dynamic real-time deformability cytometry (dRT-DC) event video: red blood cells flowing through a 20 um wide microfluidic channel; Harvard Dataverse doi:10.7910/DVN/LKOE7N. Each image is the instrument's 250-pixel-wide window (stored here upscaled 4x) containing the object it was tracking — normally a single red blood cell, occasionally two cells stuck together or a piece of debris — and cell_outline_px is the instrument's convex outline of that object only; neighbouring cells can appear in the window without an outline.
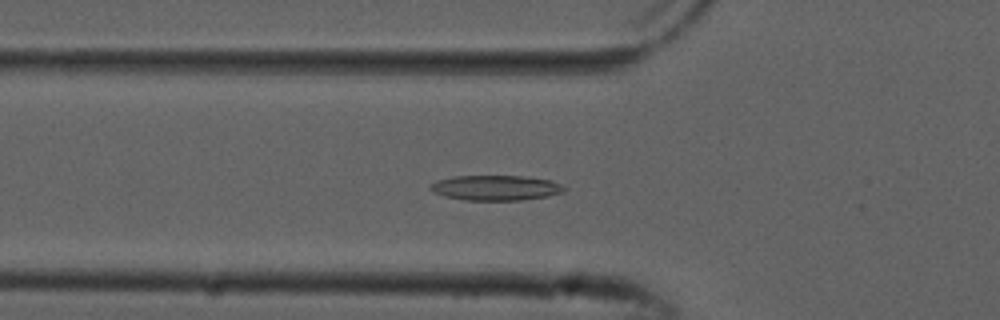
{"species": "common noctule bat (a hibernating species)", "species_latin": "Nyctalus noctula", "temperature_condition": "cold", "stored_images_in_passage": 53, "camera_frame_rate_fps": 3000, "um_per_image_px": 0.085, "animal": {"sex": "male", "forearm_length_mm": 52.5}, "frame": {"image": 1, "passage_image": 18, "time_ms": 5.667, "image_size_px": [1000, 320], "cell_outline_px": [[568, 188], [564, 192], [548, 196], [524, 200], [464, 200], [444, 196], [432, 192], [428, 188], [436, 180], [452, 176], [524, 176], [548, 180], [560, 184]], "centroid_in_image_um": [42.12, 15.97], "position_along_channel_um": 83.7, "area_um2": 19.71}}
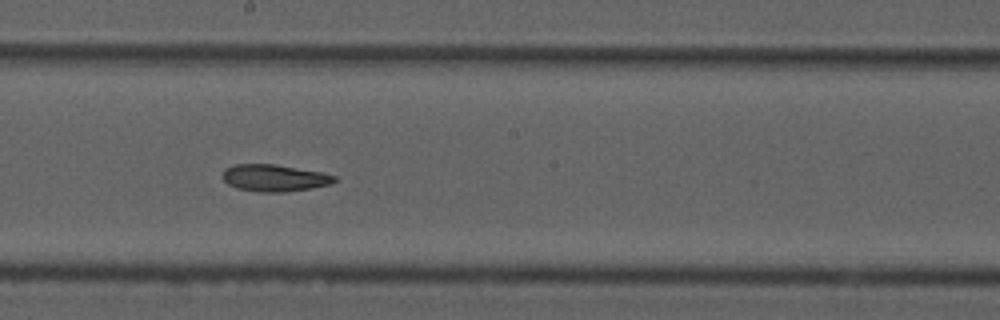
{"frame": {"image": 2, "passage_image": 29, "time_ms": 9.333, "image_size_px": [1000, 320], "cell_outline_px": [[336, 180], [332, 184], [312, 188], [284, 192], [260, 192], [236, 188], [228, 184], [224, 180], [224, 168], [232, 164], [276, 164], [324, 172], [336, 176]], "centroid_in_image_um": [23.35, 15.12], "position_along_channel_um": 224.8, "area_um2": 17.74}}
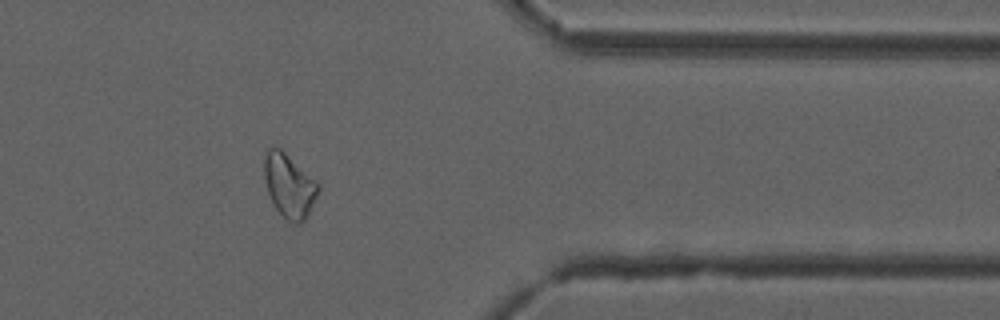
{"frame": {"image": 3, "passage_image": 43, "time_ms": 14.0, "image_size_px": [1000, 320], "cell_outline_px": [[320, 188], [304, 220], [300, 224], [292, 224], [276, 208], [268, 192], [264, 176], [264, 156], [268, 148], [276, 144], [316, 180], [320, 184]], "centroid_in_image_um": [24.57, 15.73], "position_along_channel_um": 386.8, "area_um2": 19.88}, "authors_computed_cell_mechanics": {"area_um2": 19.7676, "velocity_mm_per_s": 3.84, "shape_relaxation_time_tau1_ms": null, "shape_relaxation_time_tau2_ms": 8.4566, "deformation_change_tau1": null, "deformation_change_tau2": 0.1715}}